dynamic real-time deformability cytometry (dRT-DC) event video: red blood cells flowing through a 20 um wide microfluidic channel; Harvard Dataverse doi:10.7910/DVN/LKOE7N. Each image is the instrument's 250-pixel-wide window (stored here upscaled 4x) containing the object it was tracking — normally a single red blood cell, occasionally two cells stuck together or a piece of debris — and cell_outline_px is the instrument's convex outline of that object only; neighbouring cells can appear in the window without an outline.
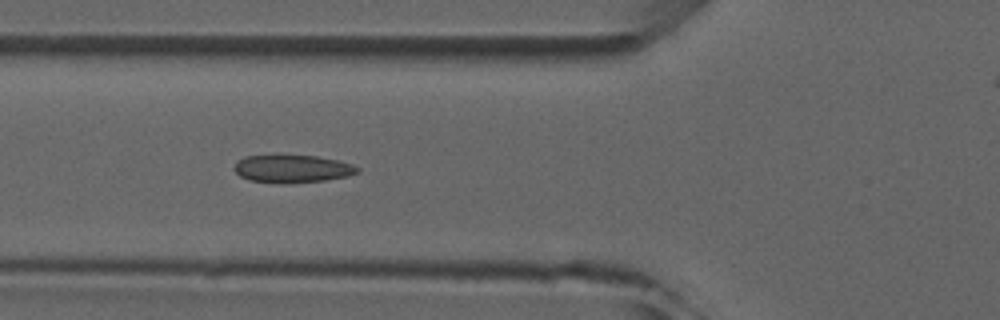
{"species": "common noctule bat (a hibernating species)", "species_latin": "Nyctalus noctula", "temperature_condition": "room temperature", "stored_images_in_passage": 7, "camera_frame_rate_fps": 3000, "um_per_image_px": 0.085, "animal": {"sex": "male", "forearm_length_mm": 52.5}, "frame": {"image": 1, "passage_image": 5, "time_ms": 4.667, "image_size_px": [1000, 320], "cell_outline_px": [[360, 172], [348, 176], [324, 180], [284, 184], [248, 180], [240, 176], [232, 168], [236, 160], [244, 156], [276, 152], [316, 156], [336, 160], [352, 164], [360, 168]], "centroid_in_image_um": [24.76, 14.3], "position_along_channel_um": 101.0, "area_um2": 20.98}}
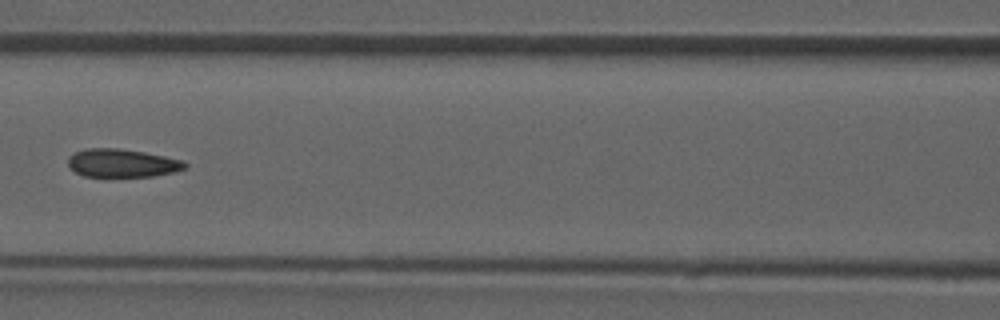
{"frame": {"image": 2, "passage_image": 6, "time_ms": 6.0, "image_size_px": [1000, 320], "cell_outline_px": [[188, 164], [184, 168], [172, 172], [152, 176], [84, 176], [76, 172], [68, 164], [68, 156], [84, 148], [120, 148], [144, 152], [184, 160]], "centroid_in_image_um": [10.37, 13.85], "position_along_channel_um": 156.2, "area_um2": 19.07}}